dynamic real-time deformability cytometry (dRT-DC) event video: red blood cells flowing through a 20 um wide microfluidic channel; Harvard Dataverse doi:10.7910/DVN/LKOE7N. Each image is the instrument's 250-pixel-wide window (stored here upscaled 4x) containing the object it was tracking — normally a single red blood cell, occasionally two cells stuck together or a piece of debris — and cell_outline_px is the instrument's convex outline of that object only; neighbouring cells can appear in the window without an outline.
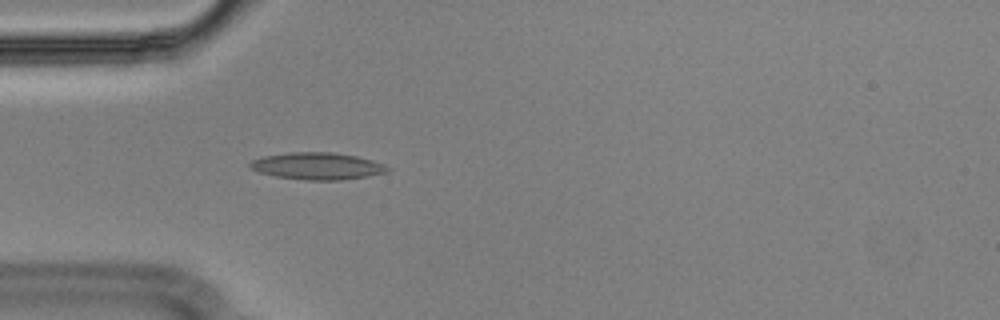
{"species": "Egyptian fruit bat (a non-hibernating species)", "species_latin": "Rousettus aegyptiacus", "temperature_condition": "cold", "stored_images_in_passage": 40, "camera_frame_rate_fps": 3000, "um_per_image_px": 0.085, "animal": {"sex": "male"}, "frame": {"image": 1, "passage_image": 1, "time_ms": 0.0, "image_size_px": [1000, 320], "cell_outline_px": [[392, 168], [384, 172], [364, 176], [340, 180], [304, 180], [276, 176], [260, 172], [252, 168], [248, 164], [252, 160], [264, 156], [288, 152], [332, 152], [356, 156], [372, 160], [384, 164]], "centroid_in_image_um": [26.96, 14.1], "position_along_channel_um": 58.0, "area_um2": 21.39}}
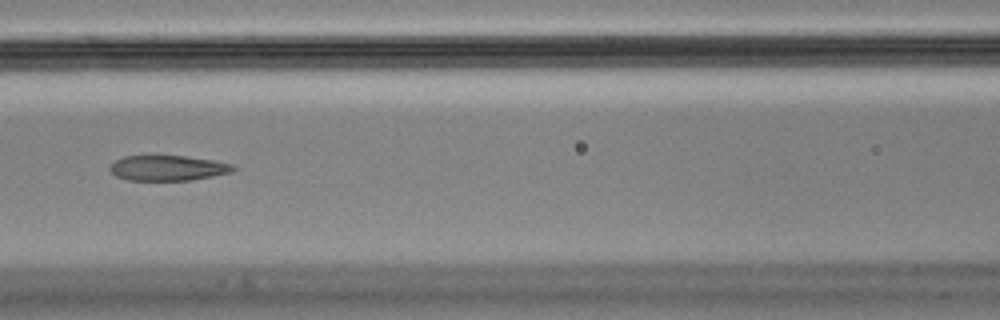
{"frame": {"image": 2, "passage_image": 9, "time_ms": 2.667, "image_size_px": [1000, 320], "cell_outline_px": [[236, 168], [232, 172], [192, 180], [128, 180], [116, 176], [108, 168], [116, 160], [124, 156], [148, 152], [184, 156], [212, 160], [232, 164]], "centroid_in_image_um": [14.2, 14.23], "position_along_channel_um": 152.4, "area_um2": 18.84}}
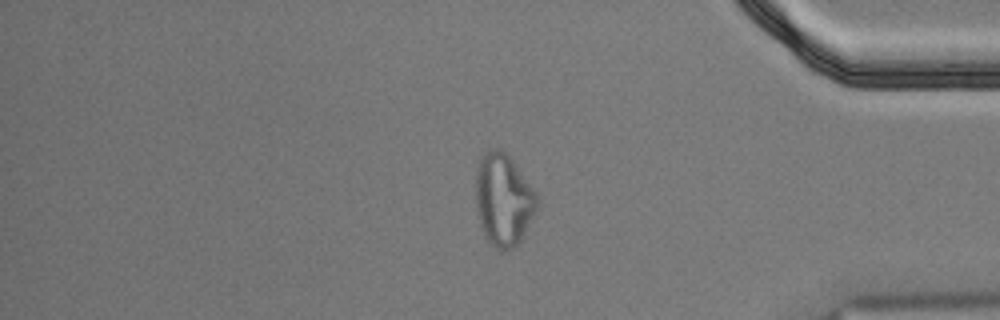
{"frame": {"image": 3, "passage_image": 31, "time_ms": 10.0, "image_size_px": [1000, 320], "cell_outline_px": [[540, 200], [520, 240], [512, 248], [500, 252], [484, 236], [476, 212], [476, 164], [480, 156], [488, 148], [500, 148], [512, 160], [536, 192]], "centroid_in_image_um": [42.75, 16.94], "position_along_channel_um": 392.4, "area_um2": 32.95}, "authors_computed_cell_mechanics": {"area_um2": 21.0392, "velocity_mm_per_s": 3.6188, "shape_relaxation_time_tau1_ms": null, "shape_relaxation_time_tau2_ms": 1.7763, "deformation_change_tau1": null, "deformation_change_tau2": 0.098}}